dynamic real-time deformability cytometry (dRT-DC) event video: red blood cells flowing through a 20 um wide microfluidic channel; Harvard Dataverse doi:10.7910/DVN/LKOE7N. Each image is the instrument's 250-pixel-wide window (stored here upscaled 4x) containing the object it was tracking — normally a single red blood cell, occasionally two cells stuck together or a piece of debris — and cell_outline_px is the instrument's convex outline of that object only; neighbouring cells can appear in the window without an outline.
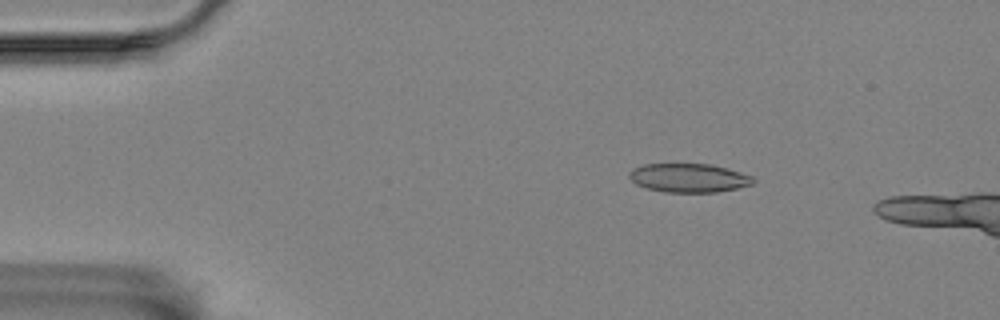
{"species": "Egyptian fruit bat (a non-hibernating species)", "species_latin": "Rousettus aegyptiacus", "temperature_condition": "room temperature", "stored_images_in_passage": 13, "camera_frame_rate_fps": 3000, "um_per_image_px": 0.085, "animal": {"sex": "female"}, "frame": {"image": 1, "passage_image": 8, "time_ms": 2.333, "image_size_px": [1000, 320], "cell_outline_px": [[756, 180], [752, 184], [736, 188], [716, 192], [664, 192], [644, 188], [636, 184], [628, 176], [628, 172], [632, 168], [644, 164], [712, 164], [740, 172], [752, 176]], "centroid_in_image_um": [58.51, 15.12], "position_along_channel_um": 26.5, "area_um2": 20.87}}